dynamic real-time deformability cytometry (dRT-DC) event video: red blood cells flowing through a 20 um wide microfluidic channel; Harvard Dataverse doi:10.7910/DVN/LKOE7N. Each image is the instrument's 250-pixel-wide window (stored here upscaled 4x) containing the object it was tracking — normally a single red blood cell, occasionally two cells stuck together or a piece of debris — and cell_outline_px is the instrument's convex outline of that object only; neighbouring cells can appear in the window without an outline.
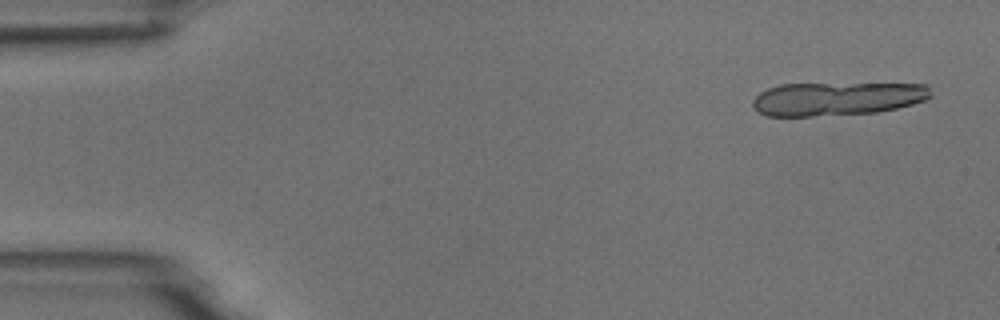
{"species": "common noctule bat (a hibernating species)", "species_latin": "Nyctalus noctula", "temperature_condition": "room temperature", "stored_images_in_passage": 6, "camera_frame_rate_fps": 3000, "um_per_image_px": 0.085, "animal": {"sex": "male", "body_mass_g": 18.8}, "frame": {"image": 1, "passage_image": 1, "time_ms": 0.0, "image_size_px": [1000, 320], "cell_outline_px": [[932, 96], [924, 100], [912, 104], [896, 108], [876, 112], [812, 116], [768, 116], [760, 112], [752, 104], [752, 100], [760, 92], [768, 88], [780, 84], [928, 84]], "centroid_in_image_um": [71.15, 8.38], "position_along_channel_um": 13.9, "area_um2": 34.45}}
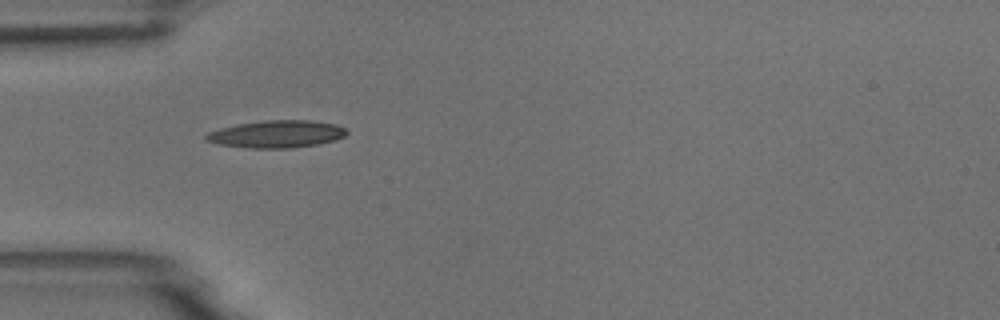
{"frame": {"image": 2, "passage_image": 5, "time_ms": 4.667, "image_size_px": [1000, 320], "cell_outline_px": [[348, 132], [344, 136], [336, 140], [320, 144], [292, 148], [248, 148], [220, 144], [204, 140], [204, 136], [208, 132], [220, 128], [236, 124], [264, 120], [312, 120], [336, 124], [344, 128]], "centroid_in_image_um": [23.52, 11.39], "position_along_channel_um": 61.5, "area_um2": 22.6}}